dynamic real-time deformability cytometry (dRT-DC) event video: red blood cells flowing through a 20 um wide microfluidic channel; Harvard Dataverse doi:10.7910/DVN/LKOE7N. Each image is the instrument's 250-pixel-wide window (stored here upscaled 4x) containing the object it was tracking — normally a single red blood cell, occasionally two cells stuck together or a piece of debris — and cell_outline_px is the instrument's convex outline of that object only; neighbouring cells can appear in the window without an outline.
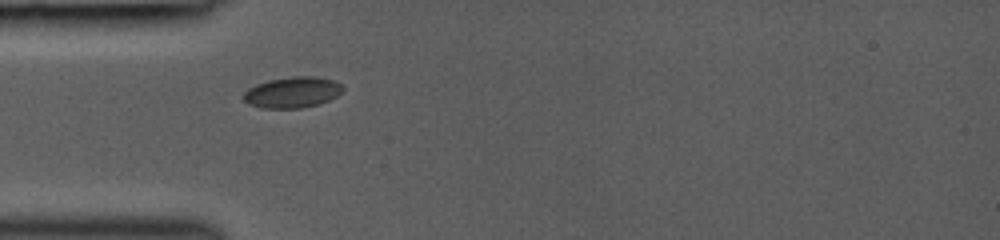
{"species": "common noctule bat (a hibernating species)", "species_latin": "Nyctalus noctula", "temperature_condition": "room temperature", "stored_images_in_passage": 65, "camera_frame_rate_fps": 3000, "um_per_image_px": 0.085, "animal": {"sex": "female", "body_mass_g": 19.0, "forearm_length_mm": 53.3}, "frame": {"image": 1, "passage_image": 1, "time_ms": 0.0, "image_size_px": [1000, 240], "cell_outline_px": [[344, 88], [336, 96], [328, 100], [316, 104], [300, 108], [264, 108], [248, 104], [244, 100], [244, 92], [248, 88], [256, 84], [268, 80], [292, 76], [312, 76], [332, 80], [340, 84]], "centroid_in_image_um": [24.81, 7.84], "position_along_channel_um": 60.2, "area_um2": 17.69}}
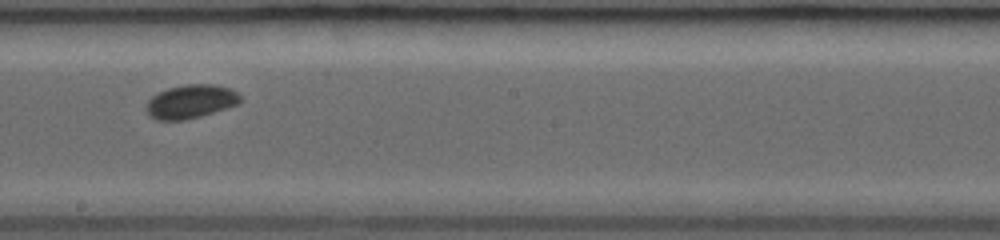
{"frame": {"image": 2, "passage_image": 30, "time_ms": 4.0, "image_size_px": [1000, 240], "cell_outline_px": [[240, 100], [236, 104], [200, 116], [184, 120], [156, 120], [148, 116], [144, 108], [148, 100], [152, 96], [168, 88], [184, 84], [212, 84], [232, 88], [240, 96]], "centroid_in_image_um": [16.15, 8.63], "position_along_channel_um": 232.1, "area_um2": 18.38}}
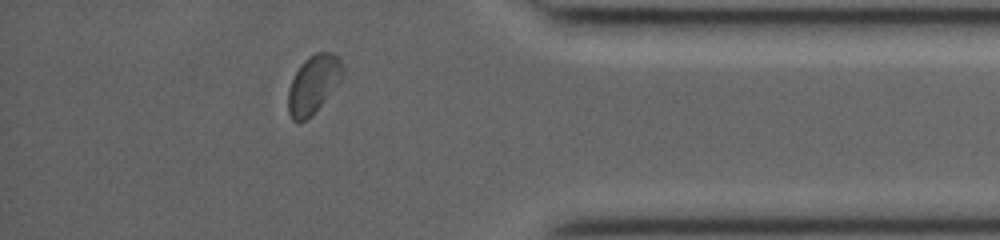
{"frame": {"image": 3, "passage_image": 57, "time_ms": 8.333, "image_size_px": [1000, 240], "cell_outline_px": [[344, 72], [336, 84], [312, 116], [300, 124], [292, 120], [288, 112], [288, 88], [300, 64], [308, 56], [316, 52], [332, 52], [340, 60], [344, 68]], "centroid_in_image_um": [26.6, 7.18], "position_along_channel_um": 408.6, "area_um2": 18.38}}